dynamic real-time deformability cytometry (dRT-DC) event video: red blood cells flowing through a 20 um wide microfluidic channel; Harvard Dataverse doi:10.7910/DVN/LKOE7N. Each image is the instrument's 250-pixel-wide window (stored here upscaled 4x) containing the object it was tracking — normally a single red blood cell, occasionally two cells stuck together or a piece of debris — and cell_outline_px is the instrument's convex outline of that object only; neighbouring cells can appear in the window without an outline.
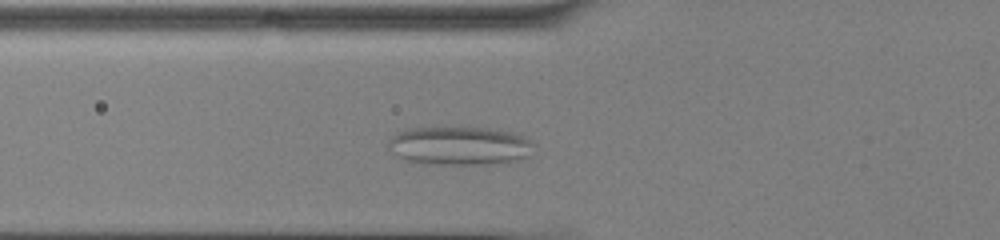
{"species": "common noctule bat (a hibernating species)", "species_latin": "Nyctalus noctula", "temperature_condition": "cold", "stored_images_in_passage": 37, "camera_frame_rate_fps": 3000, "um_per_image_px": 0.085, "animal": {"sex": "male", "body_mass_g": 13.0, "forearm_length_mm": 53.1}, "frame": {"image": 1, "passage_image": 9, "time_ms": 2.667, "image_size_px": [1000, 240], "cell_outline_px": [[536, 144], [532, 156], [508, 164], [428, 164], [408, 160], [392, 152], [388, 148], [388, 140], [396, 132], [408, 128], [436, 124], [488, 128], [512, 132], [524, 136], [532, 140]], "centroid_in_image_um": [39.12, 12.35], "position_along_channel_um": 86.7, "area_um2": 34.45}}
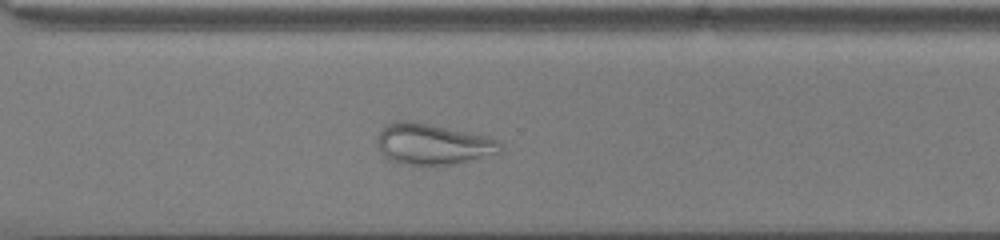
{"frame": {"image": 2, "passage_image": 28, "time_ms": 9.0, "image_size_px": [1000, 240], "cell_outline_px": [[500, 152], [456, 164], [400, 164], [388, 160], [380, 152], [376, 144], [376, 136], [392, 120], [412, 120], [432, 124], [488, 136], [496, 140], [500, 144]], "centroid_in_image_um": [36.71, 12.23], "position_along_channel_um": 333.9, "area_um2": 29.48}}
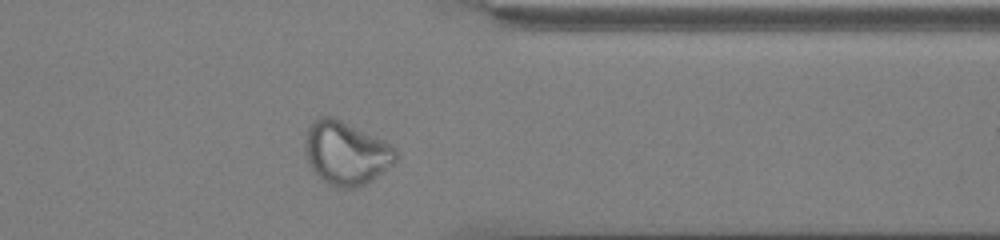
{"frame": {"image": 3, "passage_image": 32, "time_ms": 10.333, "image_size_px": [1000, 240], "cell_outline_px": [[396, 160], [392, 164], [376, 176], [364, 184], [356, 188], [336, 188], [328, 184], [308, 164], [304, 152], [304, 144], [308, 124], [312, 120], [320, 116], [332, 116], [384, 140], [396, 148]], "centroid_in_image_um": [29.37, 12.99], "position_along_channel_um": 382.0, "area_um2": 33.47}, "authors_computed_cell_mechanics": {"area_um2": 29.478, "velocity_mm_per_s": 3.9064, "shape_relaxation_time_tau1_ms": null, "shape_relaxation_time_tau2_ms": 1.2226, "deformation_change_tau1": null, "deformation_change_tau2": 0.0766}}